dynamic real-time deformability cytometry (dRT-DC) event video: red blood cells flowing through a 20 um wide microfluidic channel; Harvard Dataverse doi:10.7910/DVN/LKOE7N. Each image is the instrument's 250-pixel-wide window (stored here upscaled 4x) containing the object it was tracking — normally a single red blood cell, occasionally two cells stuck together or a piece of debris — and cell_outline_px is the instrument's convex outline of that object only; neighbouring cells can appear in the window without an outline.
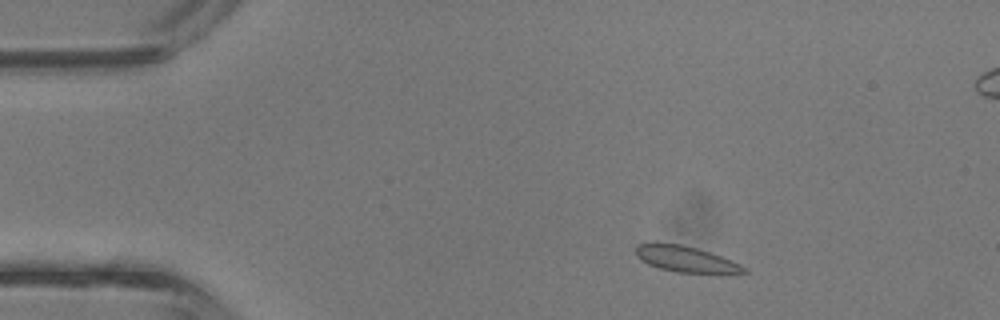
{"species": "common noctule bat (a hibernating species)", "species_latin": "Nyctalus noctula", "temperature_condition": "room temperature", "stored_images_in_passage": 3, "camera_frame_rate_fps": 3000, "um_per_image_px": 0.085, "animal": {"sex": "male", "body_mass_g": 13.3}, "frame": {"image": 1, "passage_image": 1, "time_ms": 0.0, "image_size_px": [1000, 320], "cell_outline_px": [[748, 272], [676, 272], [660, 268], [648, 264], [640, 260], [636, 256], [636, 248], [640, 244], [656, 240], [680, 244], [696, 248], [720, 256], [740, 264], [748, 268]], "centroid_in_image_um": [58.19, 21.98], "position_along_channel_um": 26.8, "area_um2": 16.24}}
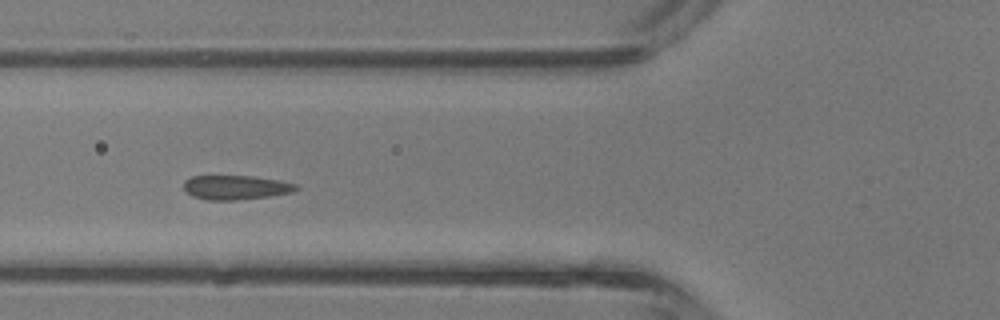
{"frame": {"image": 2, "passage_image": 3, "time_ms": 0.667, "image_size_px": [1000, 320], "cell_outline_px": [[300, 188], [292, 192], [268, 196], [236, 200], [208, 200], [192, 196], [184, 192], [184, 180], [192, 176], [252, 176], [276, 180], [296, 184]], "centroid_in_image_um": [19.99, 15.93], "position_along_channel_um": 105.8, "area_um2": 15.84}}